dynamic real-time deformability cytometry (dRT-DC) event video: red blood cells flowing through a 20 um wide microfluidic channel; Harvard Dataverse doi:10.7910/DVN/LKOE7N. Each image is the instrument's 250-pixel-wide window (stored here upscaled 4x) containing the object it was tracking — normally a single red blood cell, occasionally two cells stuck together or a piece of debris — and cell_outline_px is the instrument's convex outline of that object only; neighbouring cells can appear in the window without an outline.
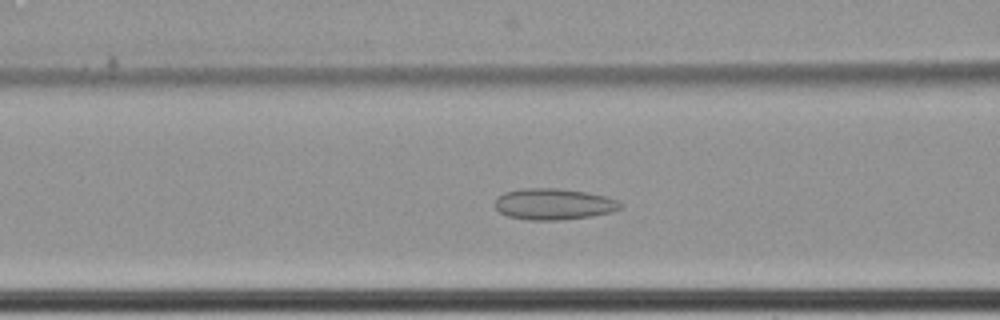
{"species": "common noctule bat (a hibernating species)", "species_latin": "Nyctalus noctula", "temperature_condition": "cold", "stored_images_in_passage": 63, "camera_frame_rate_fps": 3000, "um_per_image_px": 0.085, "animal": {"sex": "female", "body_mass_g": 22.7, "forearm_length_mm": 54.2}, "frame": {"image": 1, "passage_image": 28, "time_ms": 9.0, "image_size_px": [1000, 320], "cell_outline_px": [[624, 204], [620, 208], [612, 212], [592, 216], [556, 220], [528, 220], [508, 216], [500, 212], [492, 204], [496, 196], [504, 192], [520, 188], [556, 188], [584, 192], [604, 196], [616, 200]], "centroid_in_image_um": [47.0, 17.34], "position_along_channel_um": 119.6, "area_um2": 22.95}}
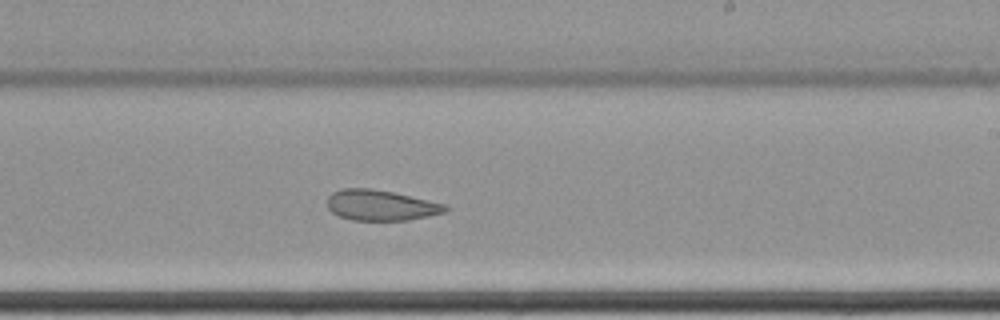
{"frame": {"image": 2, "passage_image": 40, "time_ms": 13.0, "image_size_px": [1000, 320], "cell_outline_px": [[448, 212], [408, 220], [352, 220], [340, 216], [332, 212], [328, 208], [328, 196], [332, 192], [340, 188], [372, 188], [392, 192], [448, 204]], "centroid_in_image_um": [32.39, 17.44], "position_along_channel_um": 256.6, "area_um2": 21.15}}
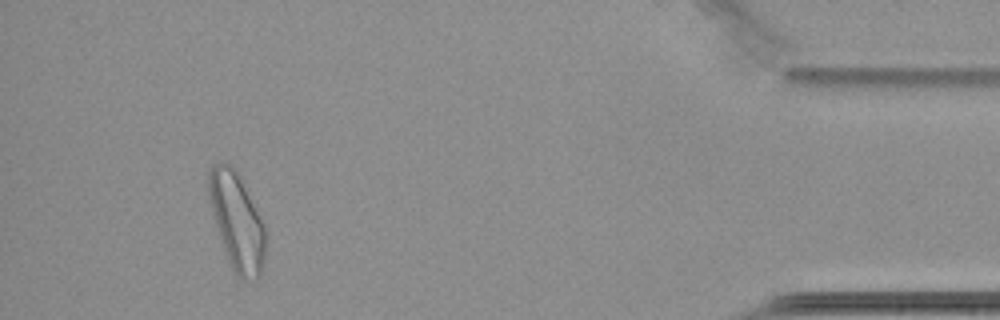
{"frame": {"image": 3, "passage_image": 59, "time_ms": 19.333, "image_size_px": [1000, 320], "cell_outline_px": [[268, 236], [264, 260], [260, 276], [248, 280], [240, 280], [236, 276], [228, 260], [212, 212], [208, 196], [208, 172], [212, 164], [216, 160], [224, 160], [240, 176], [264, 224]], "centroid_in_image_um": [20.15, 18.8], "position_along_channel_um": 415.1, "area_um2": 32.37}, "authors_computed_cell_mechanics": {"area_um2": 27.9174, "velocity_mm_per_s": 3.4313, "shape_relaxation_time_tau1_ms": null, "shape_relaxation_time_tau2_ms": 2.623, "deformation_change_tau1": null, "deformation_change_tau2": 0.0801}}